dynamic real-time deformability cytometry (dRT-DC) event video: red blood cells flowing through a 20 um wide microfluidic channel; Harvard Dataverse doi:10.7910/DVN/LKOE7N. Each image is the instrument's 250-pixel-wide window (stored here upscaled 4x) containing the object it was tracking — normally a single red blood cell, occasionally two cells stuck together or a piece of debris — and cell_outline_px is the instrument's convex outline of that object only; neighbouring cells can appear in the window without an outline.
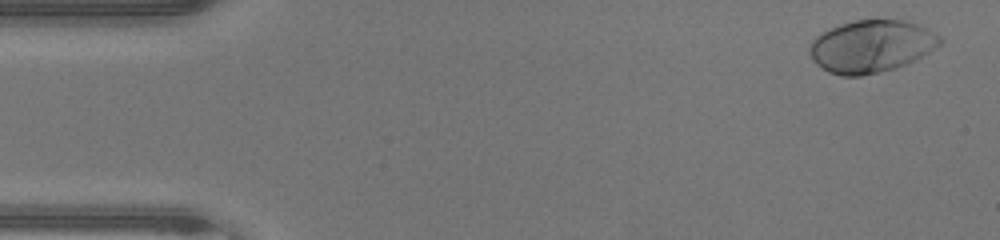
{"species": "human", "species_latin": "Homo sapiens", "temperature_condition": "warm", "stored_images_in_passage": 47, "camera_frame_rate_fps": 3000, "um_per_image_px": 0.085, "donor": {"sex": "male"}, "frame": {"image": 1, "passage_image": 2, "time_ms": 0.333, "image_size_px": [1000, 240], "cell_outline_px": [[944, 40], [940, 44], [928, 52], [896, 68], [880, 72], [860, 76], [840, 76], [828, 72], [816, 64], [812, 60], [808, 52], [808, 48], [812, 40], [816, 36], [840, 24], [856, 20], [904, 20], [916, 24], [940, 36]], "centroid_in_image_um": [74.01, 3.95], "position_along_channel_um": 11.0, "area_um2": 39.48}}
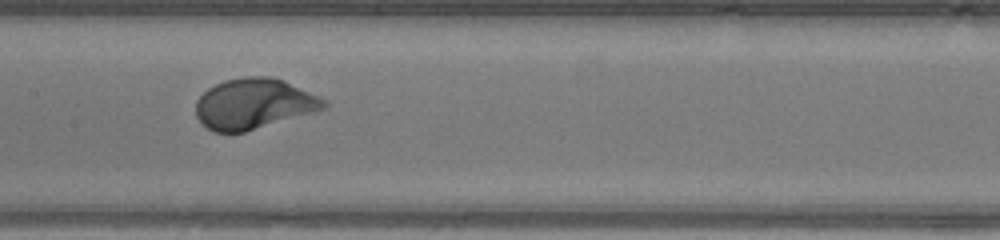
{"frame": {"image": 2, "passage_image": 23, "time_ms": 7.333, "image_size_px": [1000, 240], "cell_outline_px": [[328, 104], [324, 108], [312, 112], [244, 132], [212, 132], [196, 116], [196, 100], [208, 88], [224, 80], [244, 76], [268, 76], [284, 80], [324, 100]], "centroid_in_image_um": [21.52, 8.81], "position_along_channel_um": 185.9, "area_um2": 37.11}}
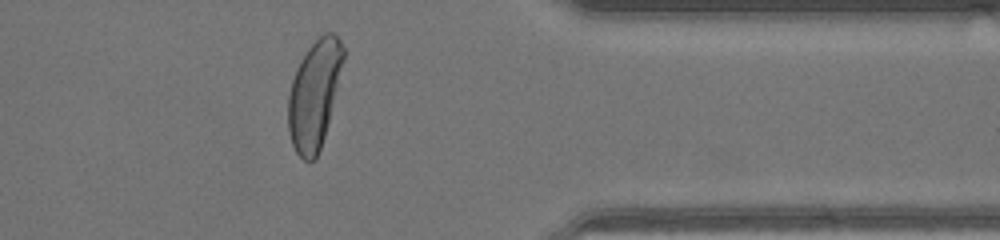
{"frame": {"image": 3, "passage_image": 38, "time_ms": 12.333, "image_size_px": [1000, 240], "cell_outline_px": [[344, 56], [324, 136], [316, 160], [304, 160], [296, 152], [292, 144], [288, 132], [288, 96], [292, 80], [296, 68], [300, 60], [308, 48], [324, 32], [332, 32], [340, 40], [344, 48]], "centroid_in_image_um": [26.68, 8.02], "position_along_channel_um": 384.7, "area_um2": 34.1}, "authors_computed_cell_mechanics": {"area_um2": 38.0324, "velocity_mm_per_s": 4.3256, "shape_relaxation_time_tau1_ms": 2.033, "shape_relaxation_time_tau2_ms": null, "deformation_change_tau1": 0.1859, "deformation_change_tau2": null}}